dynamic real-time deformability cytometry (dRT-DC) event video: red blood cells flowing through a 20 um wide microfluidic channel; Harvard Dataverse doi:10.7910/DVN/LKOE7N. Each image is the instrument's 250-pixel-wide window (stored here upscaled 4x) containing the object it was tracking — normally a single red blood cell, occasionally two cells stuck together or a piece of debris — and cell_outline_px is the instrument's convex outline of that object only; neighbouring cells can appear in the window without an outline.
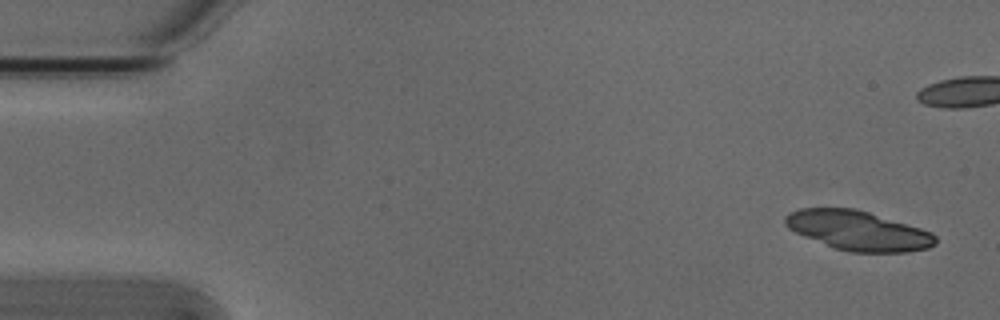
{"species": "Egyptian fruit bat (a non-hibernating species)", "species_latin": "Rousettus aegyptiacus", "temperature_condition": "cold", "stored_images_in_passage": 10, "camera_frame_rate_fps": 3000, "um_per_image_px": 0.085, "animal": {"sex": "male"}, "frame": {"image": 1, "passage_image": 1, "time_ms": 0.0, "image_size_px": [1000, 320], "cell_outline_px": [[936, 244], [928, 248], [908, 252], [848, 252], [832, 248], [804, 236], [788, 228], [784, 224], [784, 216], [788, 212], [800, 208], [856, 208], [920, 228], [932, 232], [936, 236]], "centroid_in_image_um": [72.91, 19.6], "position_along_channel_um": 12.1, "area_um2": 34.74}}